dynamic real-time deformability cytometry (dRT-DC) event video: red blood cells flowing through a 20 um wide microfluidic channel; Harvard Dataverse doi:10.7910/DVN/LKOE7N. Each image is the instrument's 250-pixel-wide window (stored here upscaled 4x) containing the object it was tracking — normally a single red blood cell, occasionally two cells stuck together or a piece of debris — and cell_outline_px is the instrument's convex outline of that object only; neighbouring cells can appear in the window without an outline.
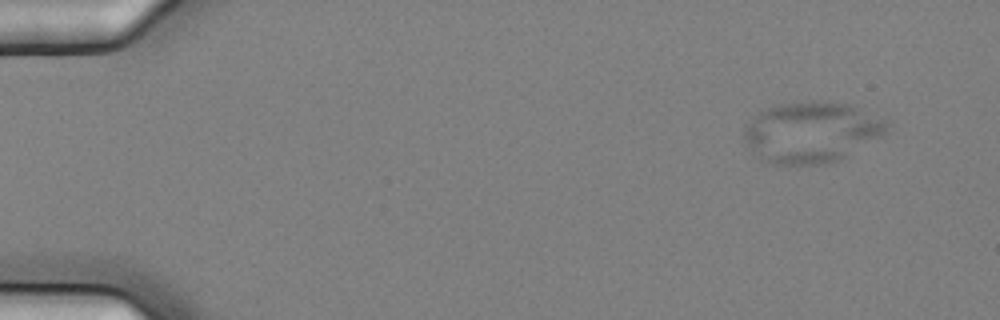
{"species": "common noctule bat (a hibernating species)", "species_latin": "Nyctalus noctula", "temperature_condition": "cold", "stored_images_in_passage": 5, "camera_frame_rate_fps": 3000, "um_per_image_px": 0.085, "animal": {"sex": "female", "body_mass_g": 25.1}, "frame": {"image": 1, "passage_image": 1, "time_ms": 0.0, "image_size_px": [1000, 320], "cell_outline_px": [[888, 120], [884, 132], [880, 136], [844, 156], [836, 160], [824, 164], [772, 164], [760, 160], [752, 152], [744, 140], [744, 124], [756, 112], [776, 104], [812, 100], [852, 104]], "centroid_in_image_um": [68.88, 11.2], "position_along_channel_um": 16.1, "area_um2": 50.81}}